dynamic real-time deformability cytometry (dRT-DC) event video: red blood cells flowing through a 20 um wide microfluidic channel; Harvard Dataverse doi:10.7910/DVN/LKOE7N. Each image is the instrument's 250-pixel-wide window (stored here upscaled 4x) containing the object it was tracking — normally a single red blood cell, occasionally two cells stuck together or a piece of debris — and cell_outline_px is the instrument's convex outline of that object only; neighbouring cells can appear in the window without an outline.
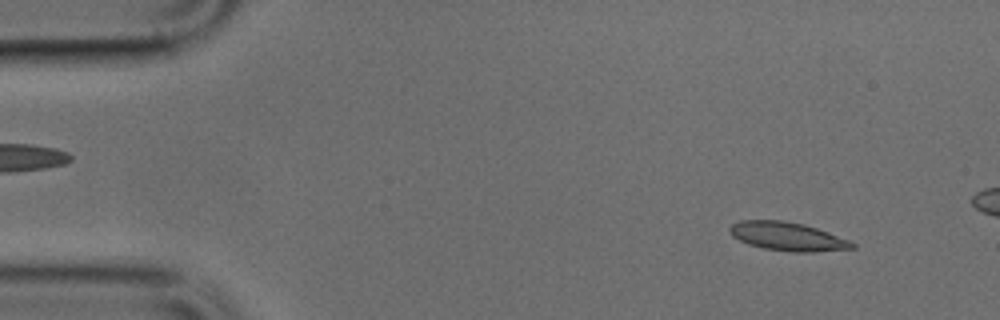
{"species": "common noctule bat (a hibernating species)", "species_latin": "Nyctalus noctula", "temperature_condition": "cold", "stored_images_in_passage": 13, "camera_frame_rate_fps": 3000, "um_per_image_px": 0.085, "animal": {"sex": "male", "body_mass_g": 17.9, "forearm_length_mm": 54.2}, "frame": {"image": 1, "passage_image": 4, "time_ms": 1.0, "image_size_px": [1000, 320], "cell_outline_px": [[856, 248], [812, 252], [792, 252], [764, 248], [748, 244], [732, 236], [728, 228], [732, 224], [740, 220], [784, 220], [804, 224], [828, 232], [848, 240], [856, 244]], "centroid_in_image_um": [66.93, 20.09], "position_along_channel_um": 18.1, "area_um2": 20.35}}